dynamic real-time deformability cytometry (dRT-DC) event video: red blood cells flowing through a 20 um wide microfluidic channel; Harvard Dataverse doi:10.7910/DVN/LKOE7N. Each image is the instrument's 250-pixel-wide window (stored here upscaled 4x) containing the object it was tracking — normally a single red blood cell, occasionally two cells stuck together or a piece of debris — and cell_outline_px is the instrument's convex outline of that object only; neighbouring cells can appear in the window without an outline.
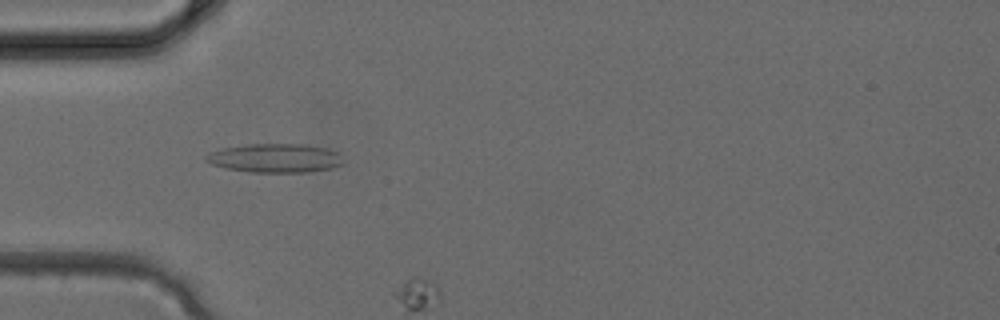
{"species": "common noctule bat (a hibernating species)", "species_latin": "Nyctalus noctula", "temperature_condition": "cold", "stored_images_in_passage": 3, "camera_frame_rate_fps": 3000, "um_per_image_px": 0.085, "animal": {"sex": "female", "body_mass_g": 24.6, "forearm_length_mm": 56.2}, "frame": {"image": 1, "passage_image": 3, "time_ms": 0.667, "image_size_px": [1000, 320], "cell_outline_px": [[344, 164], [332, 168], [308, 172], [252, 172], [224, 168], [212, 164], [204, 160], [204, 156], [208, 152], [224, 148], [248, 144], [304, 144], [328, 148], [336, 152], [344, 160]], "centroid_in_image_um": [23.39, 13.44], "position_along_channel_um": 61.6, "area_um2": 23.24}}